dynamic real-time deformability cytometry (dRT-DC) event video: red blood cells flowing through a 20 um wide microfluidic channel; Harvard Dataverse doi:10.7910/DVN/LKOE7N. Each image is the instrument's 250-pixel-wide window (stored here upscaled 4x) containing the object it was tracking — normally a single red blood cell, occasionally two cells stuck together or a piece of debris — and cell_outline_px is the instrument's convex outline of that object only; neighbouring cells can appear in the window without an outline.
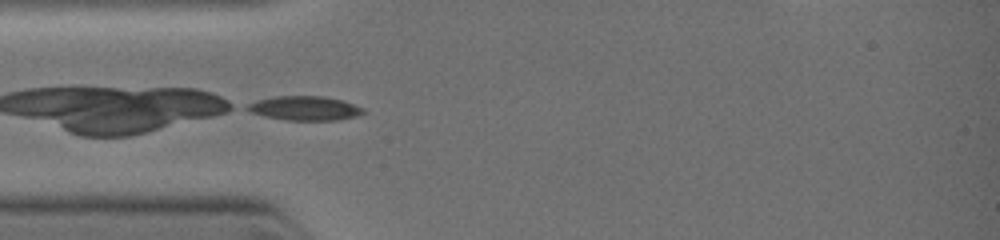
{"species": "common noctule bat (a hibernating species)", "species_latin": "Nyctalus noctula", "temperature_condition": "warm", "stored_images_in_passage": 4, "camera_frame_rate_fps": 3000, "um_per_image_px": 0.085, "animal": {"sex": "female", "body_mass_g": 19.0, "forearm_length_mm": 51.5}, "frame": {"image": 1, "passage_image": 4, "time_ms": 2.0, "image_size_px": [1000, 240], "cell_outline_px": [[364, 112], [356, 116], [336, 120], [288, 120], [264, 116], [252, 112], [244, 108], [248, 104], [260, 100], [276, 96], [324, 96], [344, 100], [364, 108]], "centroid_in_image_um": [25.93, 9.19], "position_along_channel_um": 59.1, "area_um2": 16.24}}